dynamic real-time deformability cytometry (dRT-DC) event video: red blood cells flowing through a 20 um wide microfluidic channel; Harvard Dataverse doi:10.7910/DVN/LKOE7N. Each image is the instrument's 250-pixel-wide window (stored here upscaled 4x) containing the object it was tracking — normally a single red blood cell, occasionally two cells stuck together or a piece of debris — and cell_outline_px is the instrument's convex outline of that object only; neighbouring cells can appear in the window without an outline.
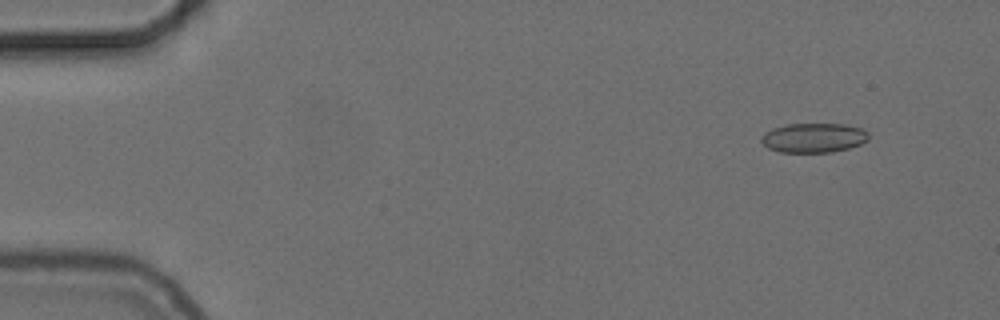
{"species": "common noctule bat (a hibernating species)", "species_latin": "Nyctalus noctula", "temperature_condition": "cold", "stored_images_in_passage": 55, "camera_frame_rate_fps": 3000, "um_per_image_px": 0.085, "animal": {"sex": "female", "body_mass_g": 24.6, "forearm_length_mm": 56.2}, "frame": {"image": 1, "passage_image": 5, "time_ms": 1.333, "image_size_px": [1000, 320], "cell_outline_px": [[868, 140], [860, 144], [848, 148], [832, 152], [780, 152], [768, 148], [760, 140], [760, 136], [764, 132], [772, 128], [784, 124], [844, 124], [860, 128], [868, 132]], "centroid_in_image_um": [69.12, 11.71], "position_along_channel_um": 15.9, "area_um2": 18.5}}
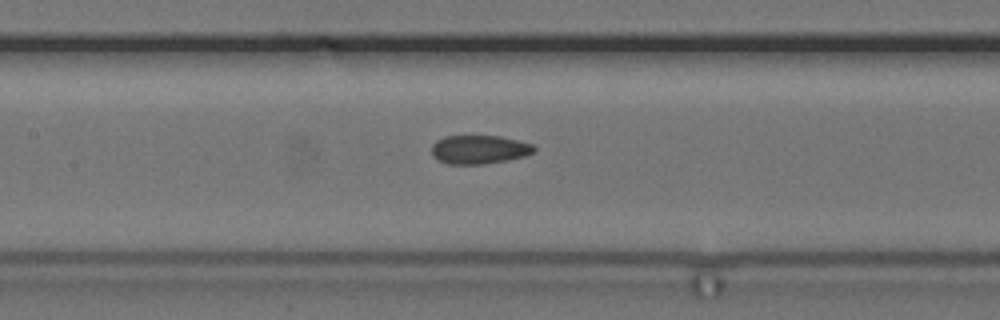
{"frame": {"image": 2, "passage_image": 26, "time_ms": 8.333, "image_size_px": [1000, 320], "cell_outline_px": [[536, 152], [524, 156], [508, 160], [484, 164], [448, 164], [432, 156], [432, 144], [436, 140], [444, 136], [500, 136], [532, 144], [536, 148]], "centroid_in_image_um": [40.73, 12.71], "position_along_channel_um": 166.7, "area_um2": 17.17}}
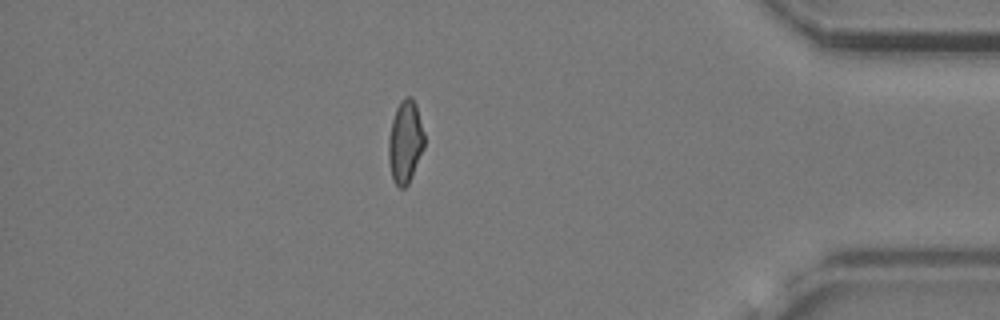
{"frame": {"image": 3, "passage_image": 48, "time_ms": 15.667, "image_size_px": [1000, 320], "cell_outline_px": [[424, 148], [412, 176], [408, 184], [404, 188], [400, 188], [392, 180], [388, 160], [388, 140], [392, 120], [396, 108], [400, 100], [404, 96], [412, 96], [416, 104], [424, 132]], "centroid_in_image_um": [34.44, 12.04], "position_along_channel_um": 400.8, "area_um2": 17.46}, "authors_computed_cell_mechanics": {"area_um2": 17.5712, "velocity_mm_per_s": 3.7253, "shape_relaxation_time_tau1_ms": null, "shape_relaxation_time_tau2_ms": 1.9002, "deformation_change_tau1": null, "deformation_change_tau2": 0.0791}}